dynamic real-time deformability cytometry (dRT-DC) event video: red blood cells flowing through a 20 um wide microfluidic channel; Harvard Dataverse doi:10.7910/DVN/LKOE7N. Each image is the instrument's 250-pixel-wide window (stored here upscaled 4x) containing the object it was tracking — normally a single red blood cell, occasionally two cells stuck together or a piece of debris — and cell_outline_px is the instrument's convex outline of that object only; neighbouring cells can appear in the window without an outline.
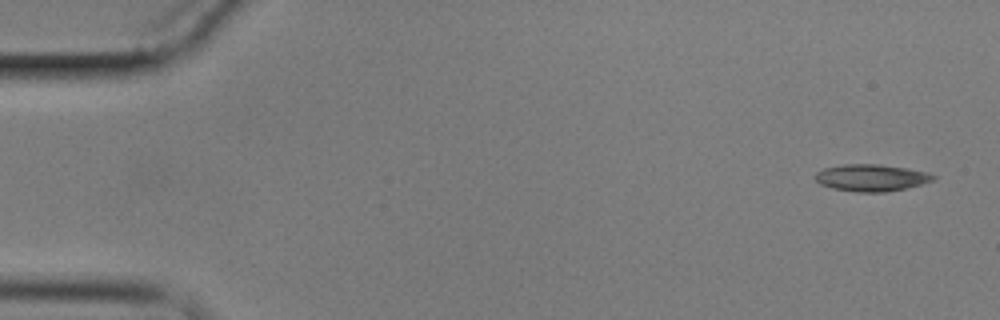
{"species": "common noctule bat (a hibernating species)", "species_latin": "Nyctalus noctula", "temperature_condition": "cold", "stored_images_in_passage": 5, "camera_frame_rate_fps": 3000, "um_per_image_px": 0.085, "animal": {"sex": "male", "body_mass_g": 17.9}, "frame": {"image": 1, "passage_image": 1, "time_ms": 0.0, "image_size_px": [1000, 320], "cell_outline_px": [[936, 180], [904, 188], [884, 192], [856, 192], [832, 188], [820, 184], [816, 180], [816, 172], [824, 168], [844, 164], [880, 164], [908, 168], [928, 172], [936, 176]], "centroid_in_image_um": [74.08, 15.1], "position_along_channel_um": 10.9, "area_um2": 18.5}}
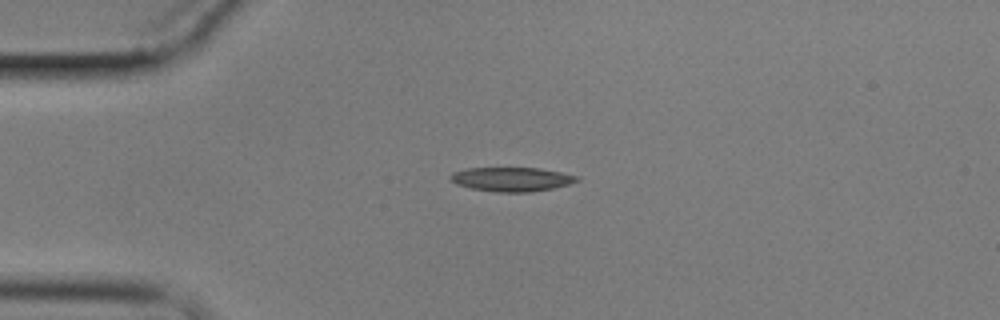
{"frame": {"image": 2, "passage_image": 4, "time_ms": 3.667, "image_size_px": [1000, 320], "cell_outline_px": [[580, 180], [568, 184], [552, 188], [532, 192], [496, 192], [472, 188], [456, 184], [448, 176], [452, 172], [468, 168], [540, 168], [580, 176]], "centroid_in_image_um": [43.5, 15.23], "position_along_channel_um": 41.5, "area_um2": 17.74}}
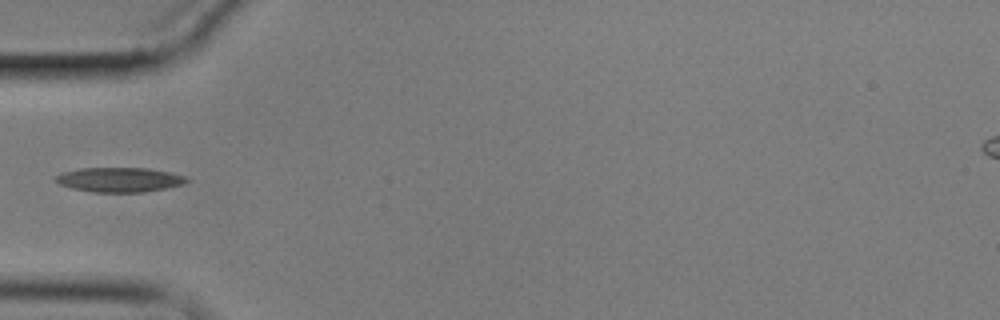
{"frame": {"image": 3, "passage_image": 5, "time_ms": 5.333, "image_size_px": [1000, 320], "cell_outline_px": [[188, 180], [180, 184], [164, 188], [144, 192], [92, 192], [72, 188], [60, 184], [56, 180], [56, 176], [60, 172], [80, 168], [148, 168], [168, 172], [184, 176]], "centroid_in_image_um": [10.09, 15.27], "position_along_channel_um": 74.9, "area_um2": 18.5}}